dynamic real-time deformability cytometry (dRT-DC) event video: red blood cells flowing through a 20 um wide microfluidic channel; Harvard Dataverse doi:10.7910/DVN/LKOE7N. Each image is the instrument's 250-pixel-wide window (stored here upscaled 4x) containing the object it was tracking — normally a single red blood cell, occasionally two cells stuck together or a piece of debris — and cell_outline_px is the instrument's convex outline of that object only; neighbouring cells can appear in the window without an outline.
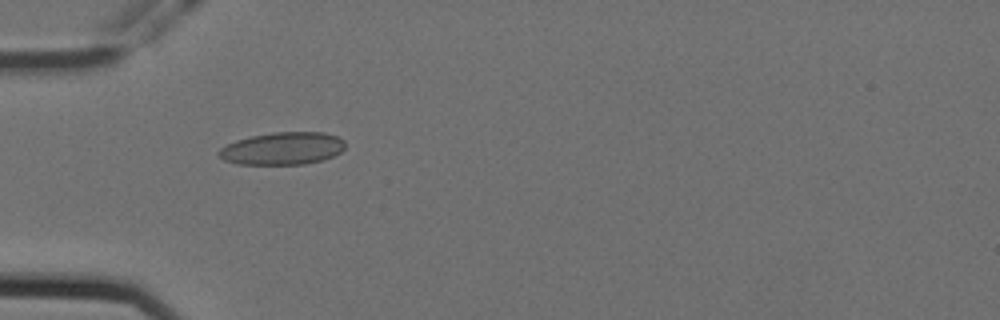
{"species": "Egyptian fruit bat (a non-hibernating species)", "species_latin": "Rousettus aegyptiacus", "temperature_condition": "cold", "stored_images_in_passage": 37, "camera_frame_rate_fps": 3000, "um_per_image_px": 0.085, "animal": {"sex": "female"}, "frame": {"image": 1, "passage_image": 4, "time_ms": 1.0, "image_size_px": [1000, 320], "cell_outline_px": [[344, 148], [340, 152], [332, 156], [320, 160], [304, 164], [236, 164], [224, 160], [216, 152], [220, 148], [236, 140], [252, 136], [272, 132], [324, 132], [340, 136], [344, 140]], "centroid_in_image_um": [24.02, 12.61], "position_along_channel_um": 61.0, "area_um2": 23.93}}
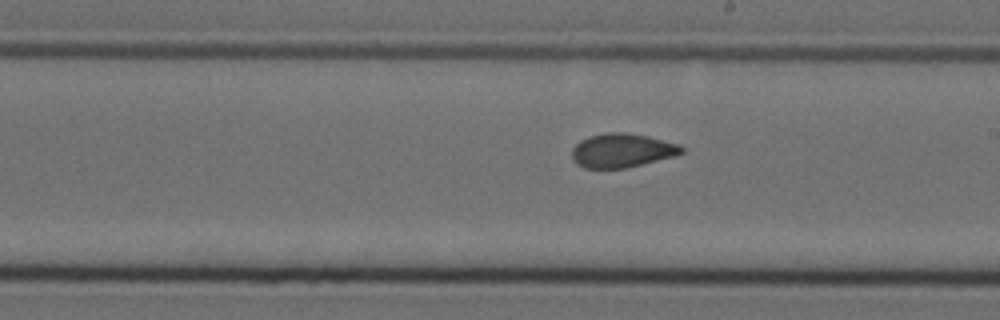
{"frame": {"image": 2, "passage_image": 19, "time_ms": 6.0, "image_size_px": [1000, 320], "cell_outline_px": [[684, 152], [676, 156], [624, 168], [584, 168], [576, 164], [572, 160], [572, 148], [580, 140], [588, 136], [608, 132], [624, 132], [648, 136], [680, 144], [684, 148]], "centroid_in_image_um": [52.86, 12.78], "position_along_channel_um": 236.1, "area_um2": 21.85}}
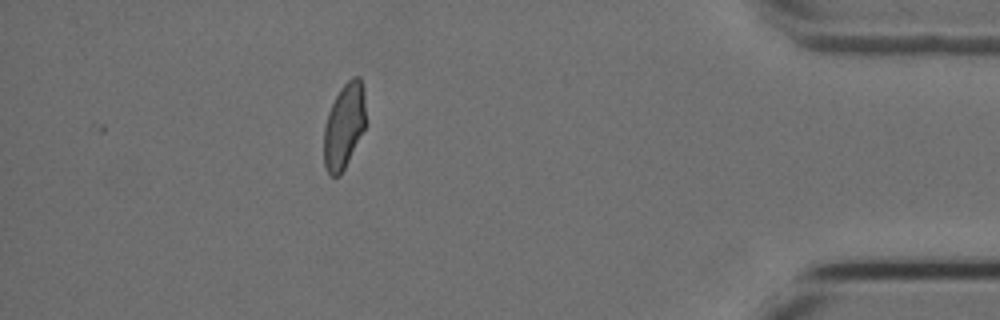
{"frame": {"image": 3, "passage_image": 37, "time_ms": 12.0, "image_size_px": [1000, 320], "cell_outline_px": [[364, 128], [340, 176], [332, 176], [328, 172], [324, 164], [324, 128], [328, 112], [340, 88], [352, 76], [360, 76], [364, 88]], "centroid_in_image_um": [29.23, 10.67], "position_along_channel_um": 406.0, "area_um2": 20.4}, "authors_computed_cell_mechanics": {"area_um2": 21.7906, "velocity_mm_per_s": 3.5617, "shape_relaxation_time_tau1_ms": null, "shape_relaxation_time_tau2_ms": 1.5729, "deformation_change_tau1": null, "deformation_change_tau2": 0.0506}}